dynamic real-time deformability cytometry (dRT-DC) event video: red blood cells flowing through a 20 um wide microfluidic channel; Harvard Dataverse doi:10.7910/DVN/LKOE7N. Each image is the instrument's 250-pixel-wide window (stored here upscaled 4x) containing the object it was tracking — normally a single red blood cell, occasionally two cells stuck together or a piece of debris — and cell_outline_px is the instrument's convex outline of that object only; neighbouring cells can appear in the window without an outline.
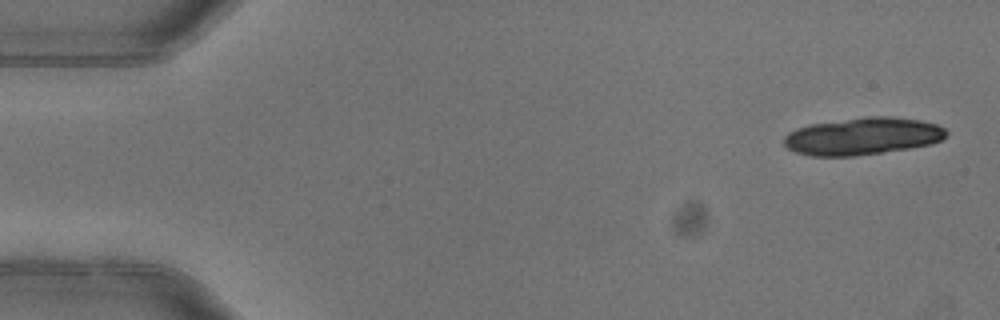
{"species": "common noctule bat (a hibernating species)", "species_latin": "Nyctalus noctula", "temperature_condition": "warm", "stored_images_in_passage": 5, "camera_frame_rate_fps": 3000, "um_per_image_px": 0.085, "animal": {"sex": "female"}, "frame": {"image": 1, "passage_image": 1, "time_ms": 0.0, "image_size_px": [1000, 320], "cell_outline_px": [[948, 136], [932, 144], [908, 148], [856, 156], [812, 156], [796, 152], [788, 148], [784, 144], [784, 136], [788, 132], [796, 128], [808, 124], [864, 116], [892, 116], [920, 120], [936, 124], [944, 128], [948, 132]], "centroid_in_image_um": [73.32, 11.56], "position_along_channel_um": 11.7, "area_um2": 35.55}}
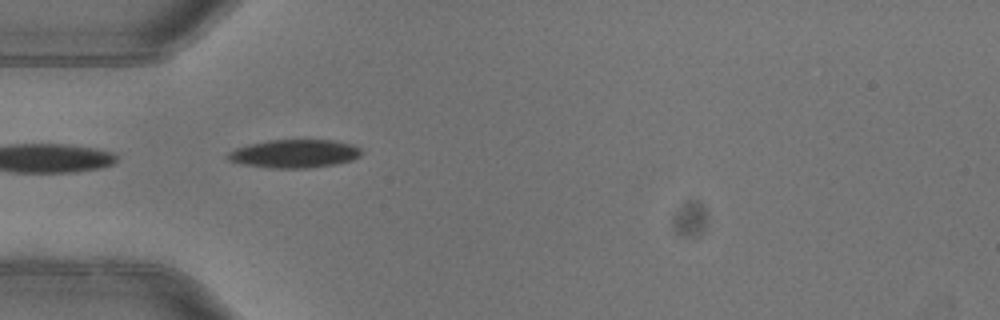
{"frame": {"image": 2, "passage_image": 4, "time_ms": 1.0, "image_size_px": [1000, 320], "cell_outline_px": [[360, 156], [352, 160], [336, 164], [308, 168], [276, 168], [244, 164], [228, 160], [228, 152], [236, 148], [248, 144], [268, 140], [336, 140], [352, 144], [360, 148]], "centroid_in_image_um": [25.05, 13.05], "position_along_channel_um": 60.0, "area_um2": 21.91}}